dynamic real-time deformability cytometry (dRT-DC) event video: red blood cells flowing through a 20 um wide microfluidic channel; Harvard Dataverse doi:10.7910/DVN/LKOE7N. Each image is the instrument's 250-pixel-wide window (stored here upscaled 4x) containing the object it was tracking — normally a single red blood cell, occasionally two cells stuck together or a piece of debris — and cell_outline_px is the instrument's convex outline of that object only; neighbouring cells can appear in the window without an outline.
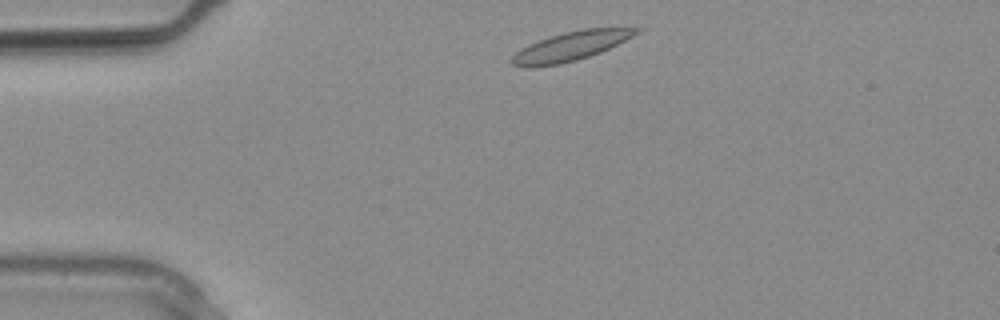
{"species": "common noctule bat (a hibernating species)", "species_latin": "Nyctalus noctula", "temperature_condition": "warm", "stored_images_in_passage": 15, "camera_frame_rate_fps": 3000, "um_per_image_px": 0.085, "animal": {"sex": "male", "body_mass_g": 20.4}, "frame": {"image": 1, "passage_image": 1, "time_ms": 0.0, "image_size_px": [1000, 320], "cell_outline_px": [[644, 28], [640, 32], [600, 52], [576, 60], [560, 64], [532, 68], [524, 68], [512, 64], [512, 56], [516, 52], [528, 44], [564, 32], [584, 28]], "centroid_in_image_um": [48.48, 3.94], "position_along_channel_um": 36.5, "area_um2": 20.81}}